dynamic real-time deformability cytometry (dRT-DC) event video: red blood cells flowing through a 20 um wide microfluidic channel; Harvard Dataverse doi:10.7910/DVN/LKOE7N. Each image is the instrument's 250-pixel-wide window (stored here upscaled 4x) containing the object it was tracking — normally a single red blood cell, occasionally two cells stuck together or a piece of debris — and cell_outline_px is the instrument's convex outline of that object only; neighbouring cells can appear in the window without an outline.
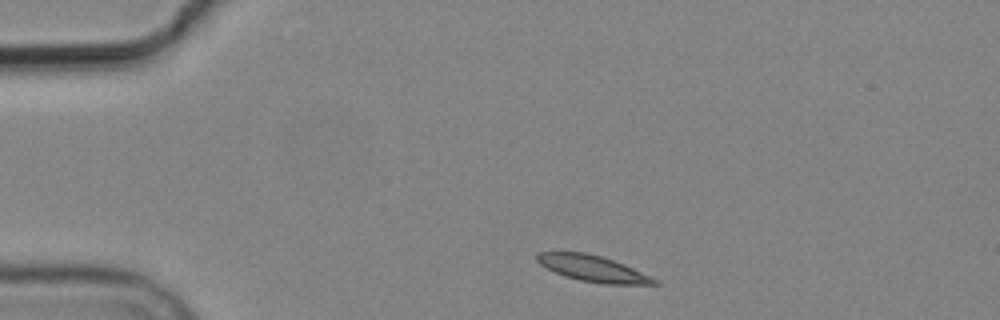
{"species": "common noctule bat (a hibernating species)", "species_latin": "Nyctalus noctula", "temperature_condition": "cold", "stored_images_in_passage": 2, "camera_frame_rate_fps": 3000, "um_per_image_px": 0.085, "animal": {"sex": "male", "body_mass_g": 19.2, "forearm_length_mm": 51.8}, "frame": {"image": 1, "passage_image": 1, "time_ms": 0.0, "image_size_px": [1000, 320], "cell_outline_px": [[660, 284], [604, 284], [580, 280], [564, 276], [540, 264], [536, 260], [536, 256], [540, 252], [584, 252], [600, 256], [624, 264], [656, 280]], "centroid_in_image_um": [50.35, 22.82], "position_along_channel_um": 34.6, "area_um2": 17.4}}